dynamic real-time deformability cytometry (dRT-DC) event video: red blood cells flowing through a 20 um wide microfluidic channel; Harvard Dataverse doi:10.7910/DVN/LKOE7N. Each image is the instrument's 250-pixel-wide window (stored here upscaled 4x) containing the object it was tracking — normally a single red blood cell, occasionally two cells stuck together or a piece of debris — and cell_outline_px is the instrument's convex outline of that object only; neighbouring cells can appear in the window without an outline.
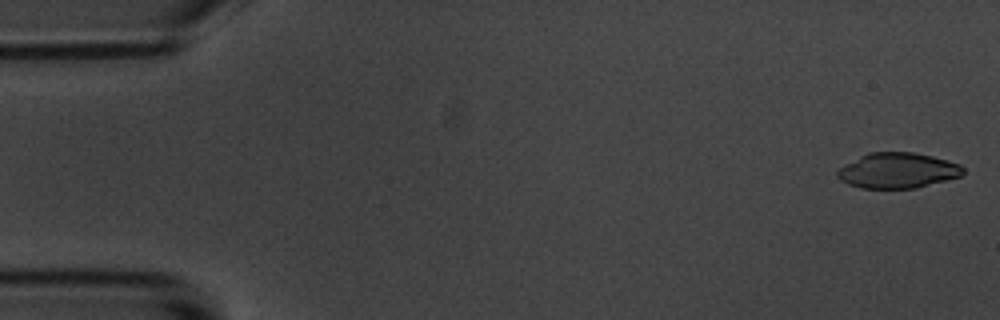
{"species": "common noctule bat (a hibernating species)", "species_latin": "Nyctalus noctula", "temperature_condition": "room temperature", "stored_images_in_passage": 5, "camera_frame_rate_fps": 3000, "um_per_image_px": 0.085, "animal": {"sex": "male", "body_mass_g": 20.1, "forearm_length_mm": 53.5}, "frame": {"image": 1, "passage_image": 1, "time_ms": 0.0, "image_size_px": [1000, 320], "cell_outline_px": [[964, 172], [960, 176], [916, 188], [860, 188], [848, 184], [840, 180], [836, 176], [836, 172], [840, 168], [860, 156], [868, 152], [912, 152], [932, 156], [948, 160], [960, 164], [964, 168]], "centroid_in_image_um": [76.3, 14.49], "position_along_channel_um": 8.7, "area_um2": 25.84}}